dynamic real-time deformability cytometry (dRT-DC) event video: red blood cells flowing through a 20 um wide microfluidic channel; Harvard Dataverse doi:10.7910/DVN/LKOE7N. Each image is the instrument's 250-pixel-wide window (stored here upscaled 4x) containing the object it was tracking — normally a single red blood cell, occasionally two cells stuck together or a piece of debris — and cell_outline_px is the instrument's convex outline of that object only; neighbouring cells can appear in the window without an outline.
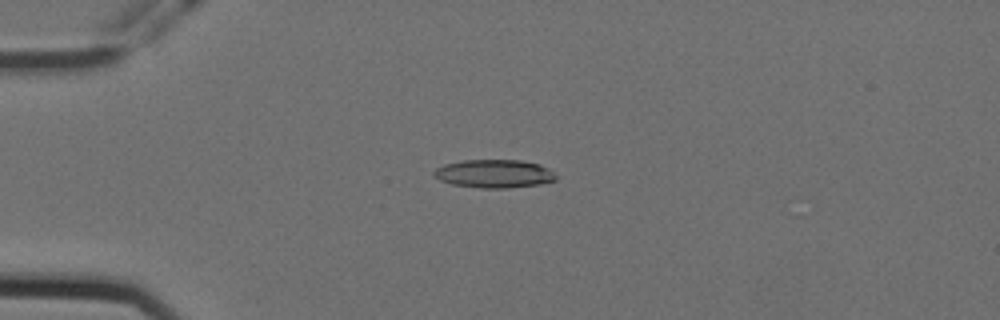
{"species": "Egyptian fruit bat (a non-hibernating species)", "species_latin": "Rousettus aegyptiacus", "temperature_condition": "cold", "stored_images_in_passage": 57, "camera_frame_rate_fps": 3000, "um_per_image_px": 0.085, "animal": {"sex": "female"}, "frame": {"image": 1, "passage_image": 15, "time_ms": 4.667, "image_size_px": [1000, 320], "cell_outline_px": [[556, 180], [540, 184], [508, 188], [480, 188], [452, 184], [440, 180], [432, 176], [432, 172], [436, 168], [444, 164], [464, 160], [520, 160], [540, 164], [548, 168], [556, 176]], "centroid_in_image_um": [41.98, 14.76], "position_along_channel_um": 43.0, "area_um2": 20.17}}
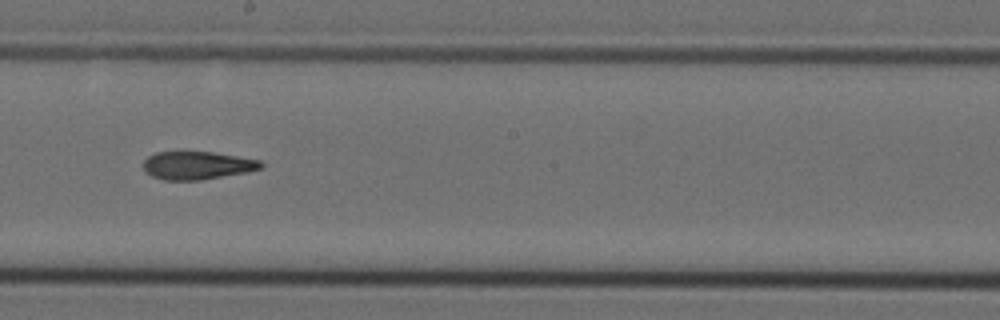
{"frame": {"image": 2, "passage_image": 33, "time_ms": 10.667, "image_size_px": [1000, 320], "cell_outline_px": [[264, 164], [260, 168], [248, 172], [200, 180], [164, 180], [152, 176], [144, 172], [144, 160], [148, 156], [156, 152], [212, 152], [260, 160]], "centroid_in_image_um": [16.74, 14.06], "position_along_channel_um": 231.5, "area_um2": 19.13}}
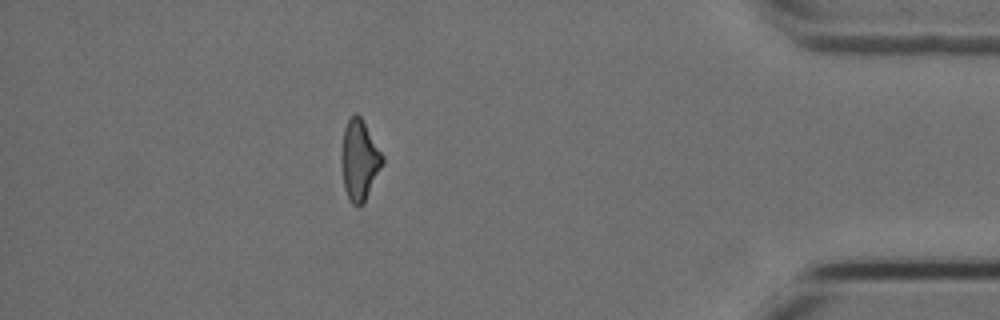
{"frame": {"image": 3, "passage_image": 51, "time_ms": 16.667, "image_size_px": [1000, 320], "cell_outline_px": [[384, 160], [364, 204], [360, 208], [356, 208], [352, 204], [344, 188], [340, 160], [340, 156], [344, 128], [348, 120], [356, 112], [360, 116], [384, 156]], "centroid_in_image_um": [30.53, 13.65], "position_along_channel_um": 404.7, "area_um2": 19.31}, "authors_computed_cell_mechanics": {"area_um2": 19.7098, "velocity_mm_per_s": 3.5821, "shape_relaxation_time_tau1_ms": 9.3841, "shape_relaxation_time_tau2_ms": 4.3181, "deformation_change_tau1": 0.2351, "deformation_change_tau2": 0.1366}}